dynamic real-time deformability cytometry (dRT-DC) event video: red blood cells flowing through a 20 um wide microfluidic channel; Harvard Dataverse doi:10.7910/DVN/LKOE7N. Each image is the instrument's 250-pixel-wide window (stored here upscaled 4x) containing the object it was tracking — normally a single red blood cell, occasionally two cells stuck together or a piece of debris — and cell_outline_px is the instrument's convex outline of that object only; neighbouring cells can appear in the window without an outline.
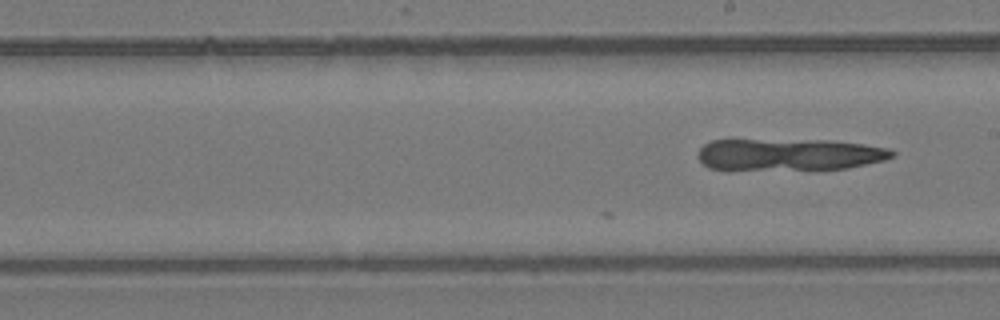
{"species": "common noctule bat (a hibernating species)", "species_latin": "Nyctalus noctula", "temperature_condition": "room temperature", "stored_images_in_passage": 29, "camera_frame_rate_fps": 3000, "um_per_image_px": 0.085, "animal": {"sex": "female", "body_mass_g": 24.6, "forearm_length_mm": 56.2}, "frame": {"image": 1, "passage_image": 29, "time_ms": 9.333, "image_size_px": [1000, 320], "cell_outline_px": [[896, 156], [884, 160], [848, 168], [708, 168], [696, 156], [696, 152], [704, 144], [712, 140], [828, 140], [864, 144], [888, 148], [896, 152]], "centroid_in_image_um": [67.12, 13.1], "position_along_channel_um": 221.9, "area_um2": 35.32}}